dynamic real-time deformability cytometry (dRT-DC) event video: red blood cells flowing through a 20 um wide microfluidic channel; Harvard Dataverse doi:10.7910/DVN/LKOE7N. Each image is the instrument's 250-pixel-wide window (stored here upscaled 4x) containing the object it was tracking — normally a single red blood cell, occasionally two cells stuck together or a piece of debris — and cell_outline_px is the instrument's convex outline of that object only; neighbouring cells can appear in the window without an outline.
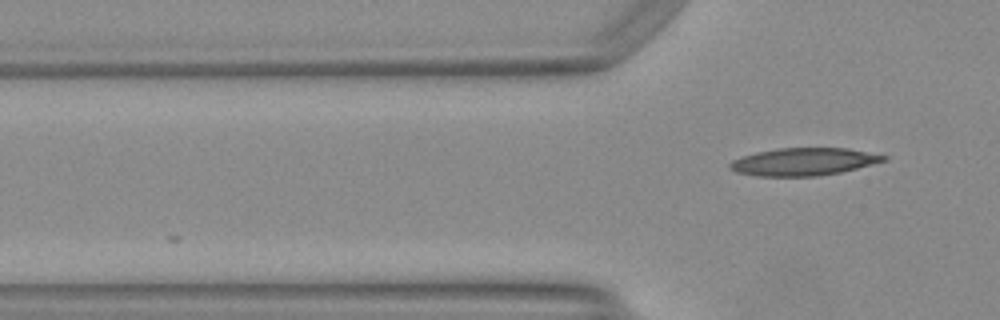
{"species": "Egyptian fruit bat (a non-hibernating species)", "species_latin": "Rousettus aegyptiacus", "temperature_condition": "warm", "stored_images_in_passage": 4, "camera_frame_rate_fps": 3000, "um_per_image_px": 0.085, "animal": {"sex": "female"}, "frame": {"image": 1, "passage_image": 4, "time_ms": 1.0, "image_size_px": [1000, 320], "cell_outline_px": [[888, 160], [840, 172], [816, 176], [756, 176], [736, 172], [728, 168], [728, 164], [732, 160], [756, 152], [776, 148], [848, 148], [888, 156]], "centroid_in_image_um": [68.29, 13.74], "position_along_channel_um": 57.5, "area_um2": 24.68}}